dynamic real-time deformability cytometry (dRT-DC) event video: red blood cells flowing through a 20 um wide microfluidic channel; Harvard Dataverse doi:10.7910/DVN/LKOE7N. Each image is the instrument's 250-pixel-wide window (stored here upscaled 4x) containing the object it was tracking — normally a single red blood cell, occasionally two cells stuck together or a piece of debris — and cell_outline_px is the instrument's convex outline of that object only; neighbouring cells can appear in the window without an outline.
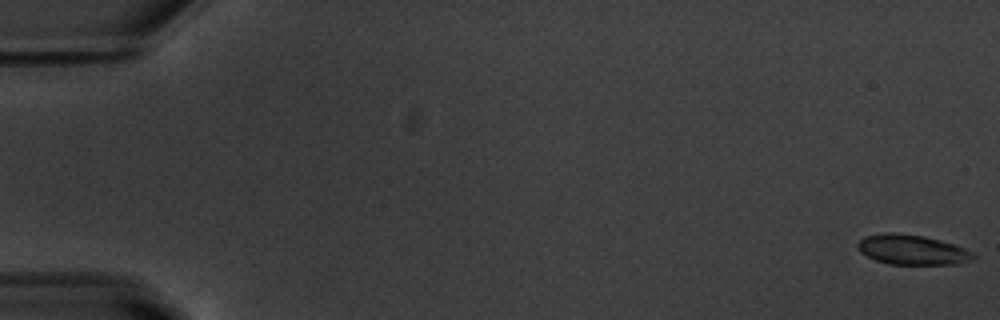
{"species": "common noctule bat (a hibernating species)", "species_latin": "Nyctalus noctula", "temperature_condition": "warm", "stored_images_in_passage": 55, "camera_frame_rate_fps": 3000, "um_per_image_px": 0.085, "animal": {"sex": "male", "body_mass_g": 20.1, "forearm_length_mm": 53.5}, "frame": {"image": 1, "passage_image": 1, "time_ms": 0.0, "image_size_px": [1000, 320], "cell_outline_px": [[976, 256], [972, 260], [956, 264], [888, 264], [876, 260], [860, 252], [856, 248], [856, 244], [864, 236], [888, 232], [896, 232], [924, 236], [940, 240], [964, 248], [972, 252]], "centroid_in_image_um": [77.5, 21.22], "position_along_channel_um": 7.5, "area_um2": 20.17}}
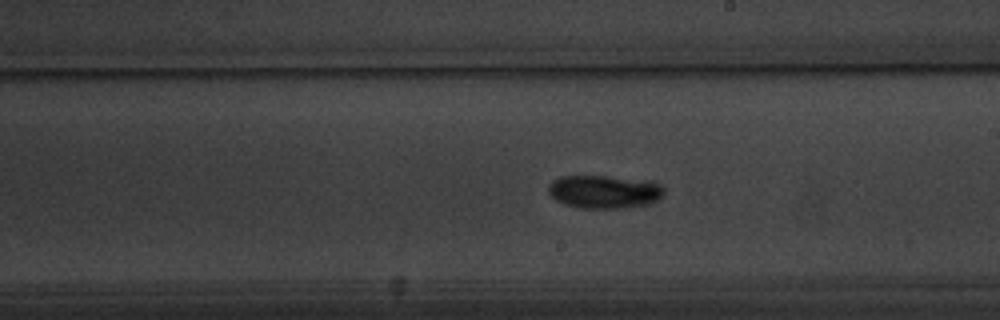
{"frame": {"image": 2, "passage_image": 32, "time_ms": 10.333, "image_size_px": [1000, 320], "cell_outline_px": [[664, 192], [656, 200], [624, 208], [580, 208], [564, 204], [556, 200], [548, 192], [548, 184], [552, 180], [560, 176], [604, 176], [660, 184], [664, 188]], "centroid_in_image_um": [51.24, 16.3], "position_along_channel_um": 237.8, "area_um2": 21.73}}
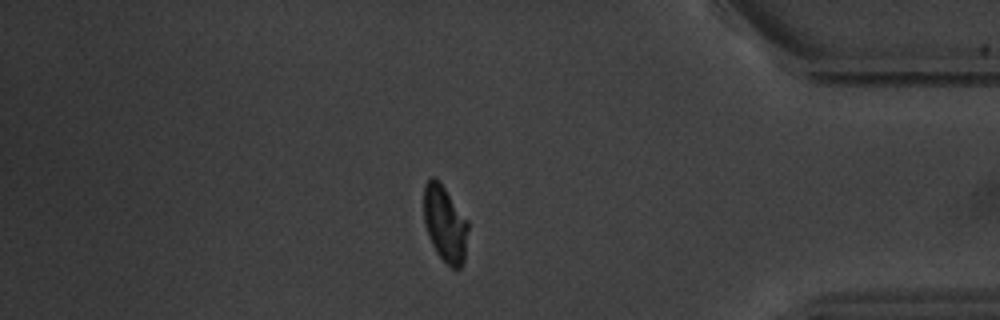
{"frame": {"image": 3, "passage_image": 47, "time_ms": 15.333, "image_size_px": [1000, 320], "cell_outline_px": [[468, 228], [464, 260], [460, 268], [452, 268], [436, 252], [432, 244], [424, 220], [424, 184], [432, 176], [440, 180], [468, 220]], "centroid_in_image_um": [37.83, 18.97], "position_along_channel_um": 397.4, "area_um2": 19.65}, "authors_computed_cell_mechanics": {"area_um2": 20.1722, "velocity_mm_per_s": 3.7504, "shape_relaxation_time_tau1_ms": 2.8163, "shape_relaxation_time_tau2_ms": 2.1647, "deformation_change_tau1": 0.1638, "deformation_change_tau2": 0.0374}}